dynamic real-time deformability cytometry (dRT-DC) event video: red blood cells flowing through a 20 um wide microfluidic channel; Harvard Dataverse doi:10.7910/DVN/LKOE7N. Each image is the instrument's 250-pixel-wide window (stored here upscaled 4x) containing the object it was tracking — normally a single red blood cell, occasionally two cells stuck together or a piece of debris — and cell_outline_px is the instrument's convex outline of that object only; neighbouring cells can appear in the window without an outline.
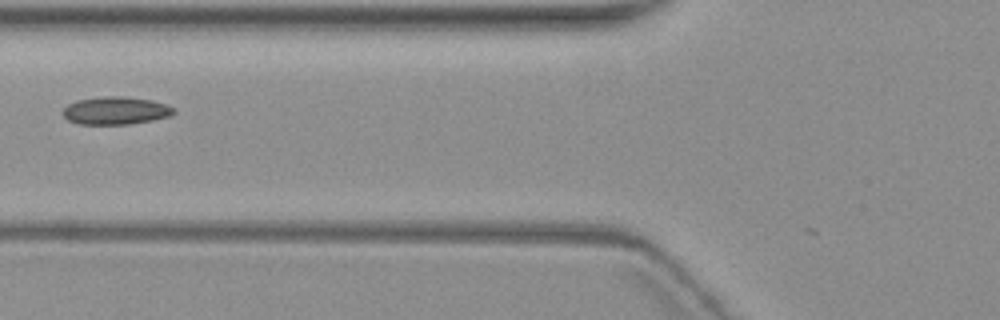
{"species": "common noctule bat (a hibernating species)", "species_latin": "Nyctalus noctula", "temperature_condition": "warm", "stored_images_in_passage": 10, "camera_frame_rate_fps": 3000, "um_per_image_px": 0.085, "animal": {"sex": "female", "body_mass_g": 19.3, "forearm_length_mm": 54.1}, "frame": {"image": 1, "passage_image": 6, "time_ms": 7.333, "image_size_px": [1000, 320], "cell_outline_px": [[176, 112], [172, 116], [152, 120], [128, 124], [76, 124], [68, 120], [64, 116], [64, 108], [68, 104], [76, 100], [104, 96], [120, 96], [152, 100], [176, 108]], "centroid_in_image_um": [9.85, 9.4], "position_along_channel_um": 115.9, "area_um2": 17.98}}
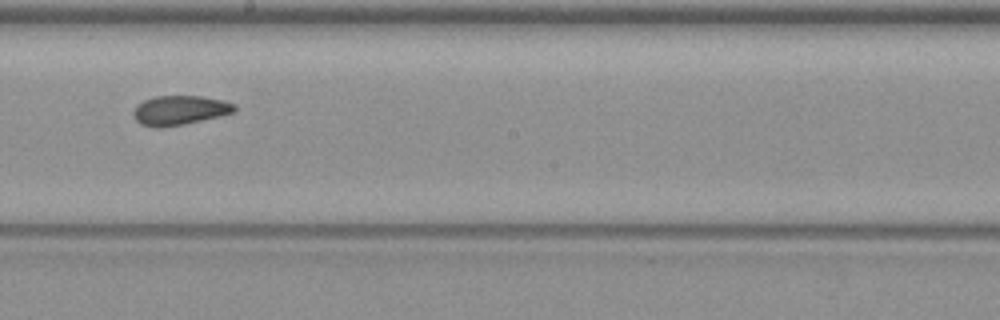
{"frame": {"image": 2, "passage_image": 9, "time_ms": 10.667, "image_size_px": [1000, 320], "cell_outline_px": [[236, 112], [184, 124], [160, 128], [156, 128], [140, 124], [136, 120], [132, 112], [136, 104], [144, 100], [156, 96], [200, 96], [220, 100], [232, 104], [236, 108]], "centroid_in_image_um": [15.21, 9.38], "position_along_channel_um": 233.0, "area_um2": 17.22}}
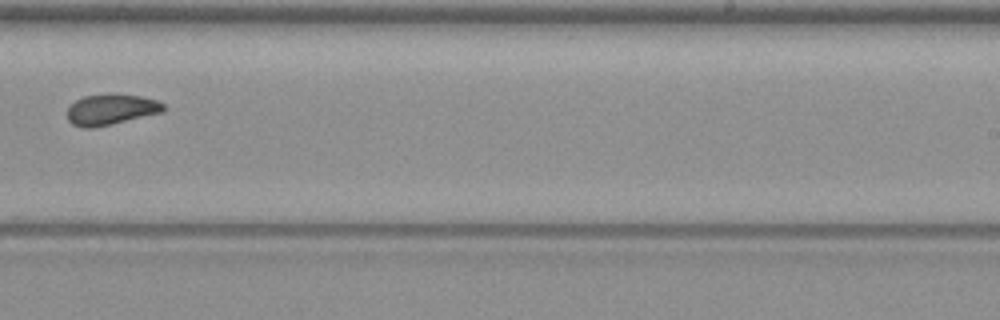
{"frame": {"image": 3, "passage_image": 10, "time_ms": 12.0, "image_size_px": [1000, 320], "cell_outline_px": [[164, 108], [160, 112], [112, 124], [92, 128], [84, 128], [72, 124], [68, 120], [68, 108], [76, 100], [84, 96], [140, 96], [156, 100], [164, 104]], "centroid_in_image_um": [9.39, 9.35], "position_along_channel_um": 279.6, "area_um2": 16.42}}